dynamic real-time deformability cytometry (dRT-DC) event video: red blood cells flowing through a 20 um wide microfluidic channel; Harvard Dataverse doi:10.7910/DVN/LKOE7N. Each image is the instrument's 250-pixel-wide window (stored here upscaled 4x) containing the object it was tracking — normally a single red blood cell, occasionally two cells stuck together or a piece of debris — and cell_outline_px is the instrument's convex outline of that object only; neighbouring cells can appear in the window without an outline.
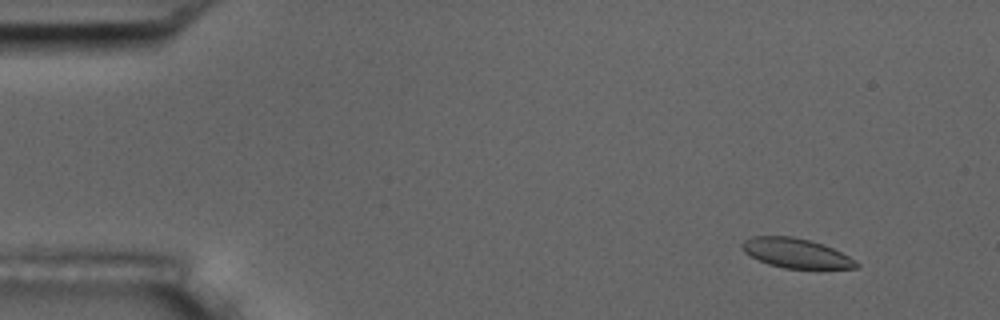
{"species": "common noctule bat (a hibernating species)", "species_latin": "Nyctalus noctula", "temperature_condition": "room temperature", "stored_images_in_passage": 4, "camera_frame_rate_fps": 3000, "um_per_image_px": 0.085, "animal": {"sex": "male", "body_mass_g": 17.5, "forearm_length_mm": 52.3}, "frame": {"image": 1, "passage_image": 1, "time_ms": 0.0, "image_size_px": [1000, 320], "cell_outline_px": [[860, 264], [856, 268], [784, 268], [768, 264], [744, 252], [740, 244], [744, 240], [752, 236], [792, 236], [808, 240], [832, 248], [856, 260]], "centroid_in_image_um": [67.63, 21.51], "position_along_channel_um": 17.4, "area_um2": 19.36}}
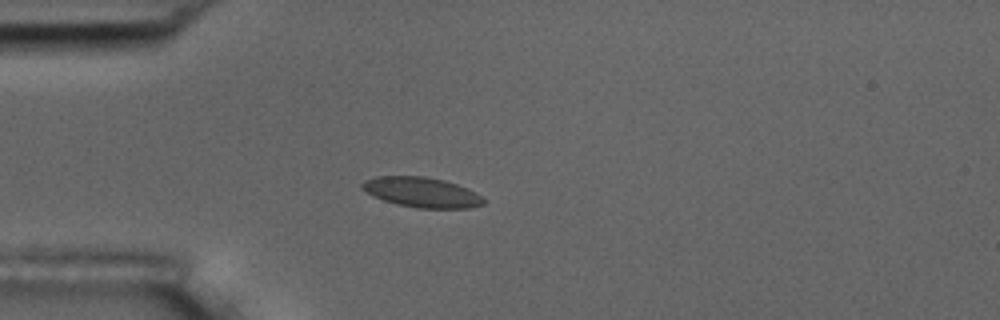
{"frame": {"image": 2, "passage_image": 4, "time_ms": 3.333, "image_size_px": [1000, 320], "cell_outline_px": [[488, 200], [484, 204], [468, 208], [420, 208], [396, 204], [372, 196], [360, 188], [360, 184], [364, 180], [376, 176], [424, 176], [444, 180], [468, 188]], "centroid_in_image_um": [35.84, 16.34], "position_along_channel_um": 49.2, "area_um2": 21.44}}